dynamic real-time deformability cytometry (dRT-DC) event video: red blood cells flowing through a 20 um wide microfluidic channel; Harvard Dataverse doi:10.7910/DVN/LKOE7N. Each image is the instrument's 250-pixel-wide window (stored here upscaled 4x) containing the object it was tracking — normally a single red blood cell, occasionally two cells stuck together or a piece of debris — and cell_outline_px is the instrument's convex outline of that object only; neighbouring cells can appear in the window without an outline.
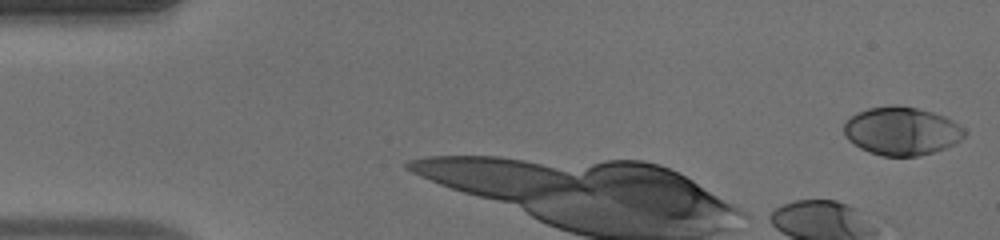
{"species": "human", "species_latin": "Homo sapiens", "temperature_condition": "warm", "stored_images_in_passage": 5, "camera_frame_rate_fps": 3000, "um_per_image_px": 0.085, "donor": {"sex": "male"}, "frame": {"image": 1, "passage_image": 1, "time_ms": 0.0, "image_size_px": [1000, 240], "cell_outline_px": [[964, 136], [960, 140], [944, 148], [932, 152], [916, 156], [884, 156], [860, 148], [848, 140], [844, 136], [844, 120], [856, 112], [868, 108], [892, 104], [896, 104], [916, 108], [932, 112], [944, 116], [952, 120], [964, 128]], "centroid_in_image_um": [76.59, 11.11], "position_along_channel_um": 8.4, "area_um2": 33.87}}